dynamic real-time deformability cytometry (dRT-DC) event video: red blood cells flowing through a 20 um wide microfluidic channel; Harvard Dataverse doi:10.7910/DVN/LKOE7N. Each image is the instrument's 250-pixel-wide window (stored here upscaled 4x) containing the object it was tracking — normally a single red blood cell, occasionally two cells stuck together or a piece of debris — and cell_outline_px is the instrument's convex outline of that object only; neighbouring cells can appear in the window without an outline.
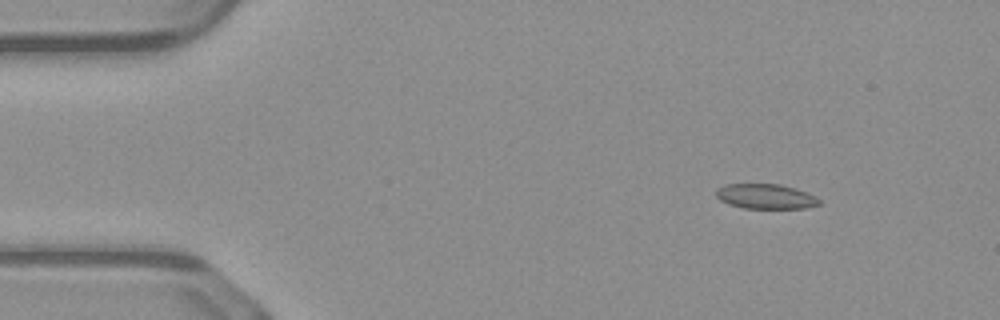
{"species": "common noctule bat (a hibernating species)", "species_latin": "Nyctalus noctula", "temperature_condition": "warm", "stored_images_in_passage": 50, "camera_frame_rate_fps": 3000, "um_per_image_px": 0.085, "animal": {"sex": "male", "body_mass_g": 23.1, "forearm_length_mm": 52.7}, "frame": {"image": 1, "passage_image": 6, "time_ms": 1.667, "image_size_px": [1000, 320], "cell_outline_px": [[820, 204], [804, 208], [744, 208], [728, 204], [720, 200], [716, 196], [716, 188], [724, 184], [780, 184], [796, 188], [808, 192], [816, 196], [820, 200]], "centroid_in_image_um": [65.08, 16.68], "position_along_channel_um": 19.9, "area_um2": 15.09}}
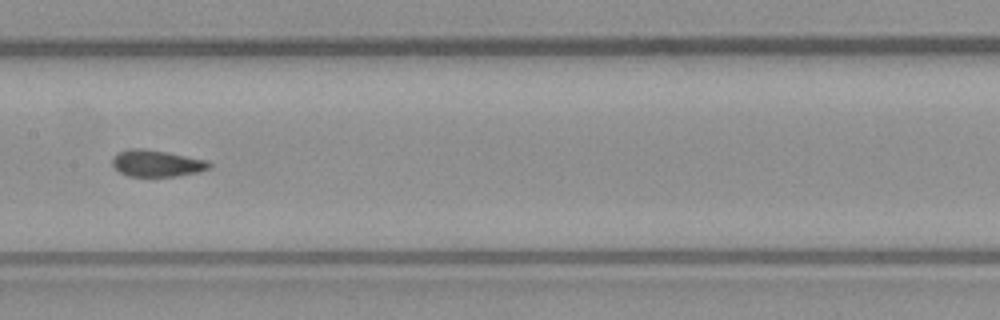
{"frame": {"image": 2, "passage_image": 25, "time_ms": 8.0, "image_size_px": [1000, 320], "cell_outline_px": [[212, 168], [200, 172], [176, 176], [128, 176], [120, 172], [112, 164], [112, 156], [128, 148], [144, 148], [168, 152], [208, 160], [212, 164]], "centroid_in_image_um": [13.36, 13.87], "position_along_channel_um": 194.0, "area_um2": 15.26}}
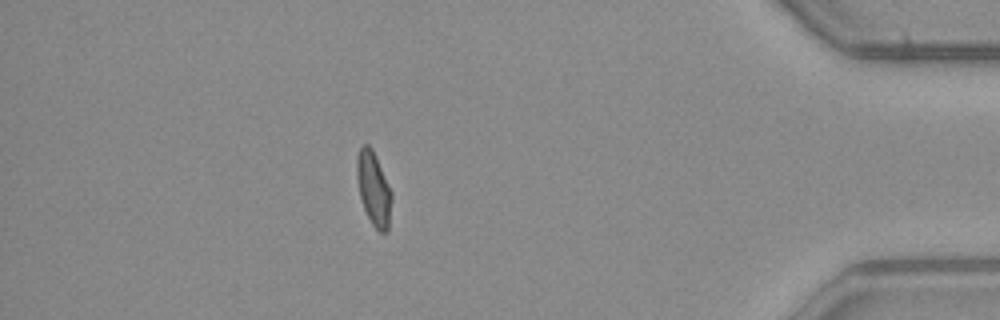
{"frame": {"image": 3, "passage_image": 44, "time_ms": 14.333, "image_size_px": [1000, 320], "cell_outline_px": [[392, 200], [388, 232], [380, 232], [372, 224], [364, 208], [360, 196], [356, 176], [356, 156], [360, 148], [364, 144], [368, 144], [372, 148], [376, 156], [392, 192]], "centroid_in_image_um": [31.76, 16.02], "position_along_channel_um": 403.4, "area_um2": 15.03}, "authors_computed_cell_mechanics": {"area_um2": 15.4615, "velocity_mm_per_s": 4.1022, "shape_relaxation_time_tau1_ms": null, "shape_relaxation_time_tau2_ms": 1.3289, "deformation_change_tau1": null, "deformation_change_tau2": 0.0597}}